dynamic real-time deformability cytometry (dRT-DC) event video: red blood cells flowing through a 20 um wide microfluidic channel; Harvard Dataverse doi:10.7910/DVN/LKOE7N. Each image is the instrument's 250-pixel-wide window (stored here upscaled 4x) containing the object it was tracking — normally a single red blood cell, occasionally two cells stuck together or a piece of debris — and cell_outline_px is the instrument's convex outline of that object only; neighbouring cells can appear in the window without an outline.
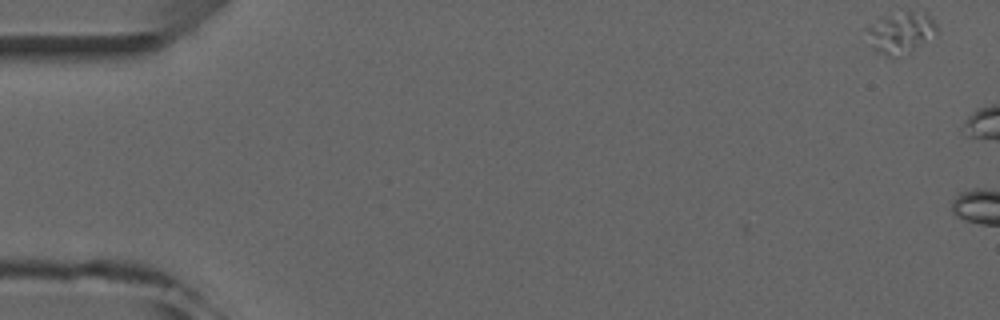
{"species": "common noctule bat (a hibernating species)", "species_latin": "Nyctalus noctula", "temperature_condition": "room temperature", "stored_images_in_passage": 8, "camera_frame_rate_fps": 3000, "um_per_image_px": 0.085, "animal": {"sex": "male", "forearm_length_mm": 52.5}, "frame": {"image": 1, "passage_image": 1, "time_ms": 0.0, "image_size_px": [1000, 320], "cell_outline_px": [[936, 32], [912, 48], [892, 56], [884, 56], [872, 48], [868, 32], [868, 28], [888, 16], [908, 12], [924, 12], [932, 16], [936, 24]], "centroid_in_image_um": [76.58, 2.75], "position_along_channel_um": 8.4, "area_um2": 15.37}}